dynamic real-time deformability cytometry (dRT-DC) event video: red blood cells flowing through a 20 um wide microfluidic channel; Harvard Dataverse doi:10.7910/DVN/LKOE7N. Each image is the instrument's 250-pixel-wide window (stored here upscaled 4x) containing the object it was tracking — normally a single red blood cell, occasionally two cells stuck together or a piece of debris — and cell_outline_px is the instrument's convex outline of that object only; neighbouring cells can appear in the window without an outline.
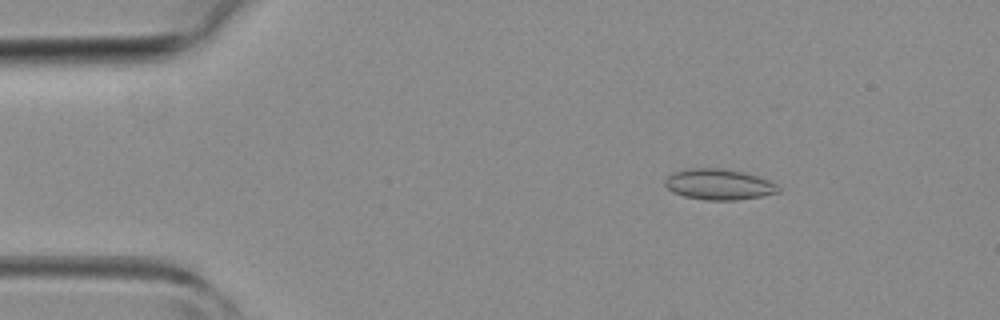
{"species": "common noctule bat (a hibernating species)", "species_latin": "Nyctalus noctula", "temperature_condition": "room temperature", "stored_images_in_passage": 34, "camera_frame_rate_fps": 3000, "um_per_image_px": 0.085, "animal": {"sex": "female", "body_mass_g": 19.3, "forearm_length_mm": 54.1}, "frame": {"image": 1, "passage_image": 1, "time_ms": 0.0, "image_size_px": [1000, 320], "cell_outline_px": [[780, 192], [760, 196], [736, 200], [704, 200], [684, 196], [672, 192], [664, 184], [664, 180], [672, 172], [688, 168], [720, 168], [744, 172], [768, 180], [776, 184], [780, 188]], "centroid_in_image_um": [61.07, 15.67], "position_along_channel_um": 23.9, "area_um2": 20.35}}
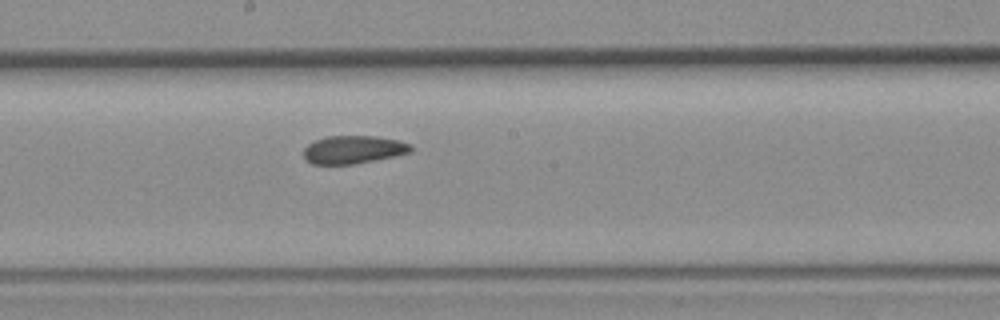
{"frame": {"image": 2, "passage_image": 16, "time_ms": 5.0, "image_size_px": [1000, 320], "cell_outline_px": [[412, 152], [352, 164], [312, 164], [304, 156], [304, 148], [308, 144], [316, 140], [328, 136], [376, 136], [400, 140], [412, 144]], "centroid_in_image_um": [30.06, 12.7], "position_along_channel_um": 218.1, "area_um2": 17.34}}
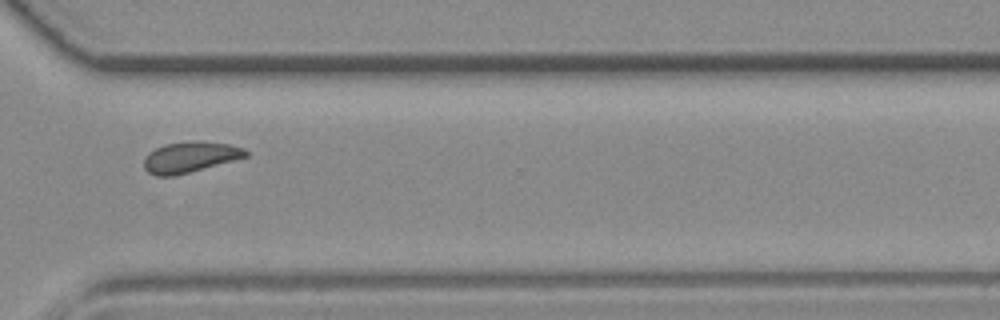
{"frame": {"image": 3, "passage_image": 25, "time_ms": 8.0, "image_size_px": [1000, 320], "cell_outline_px": [[248, 156], [188, 172], [172, 176], [156, 176], [148, 172], [144, 168], [144, 156], [148, 152], [164, 144], [196, 140], [228, 144], [244, 148], [248, 152]], "centroid_in_image_um": [16.11, 13.34], "position_along_channel_um": 354.5, "area_um2": 18.09}}